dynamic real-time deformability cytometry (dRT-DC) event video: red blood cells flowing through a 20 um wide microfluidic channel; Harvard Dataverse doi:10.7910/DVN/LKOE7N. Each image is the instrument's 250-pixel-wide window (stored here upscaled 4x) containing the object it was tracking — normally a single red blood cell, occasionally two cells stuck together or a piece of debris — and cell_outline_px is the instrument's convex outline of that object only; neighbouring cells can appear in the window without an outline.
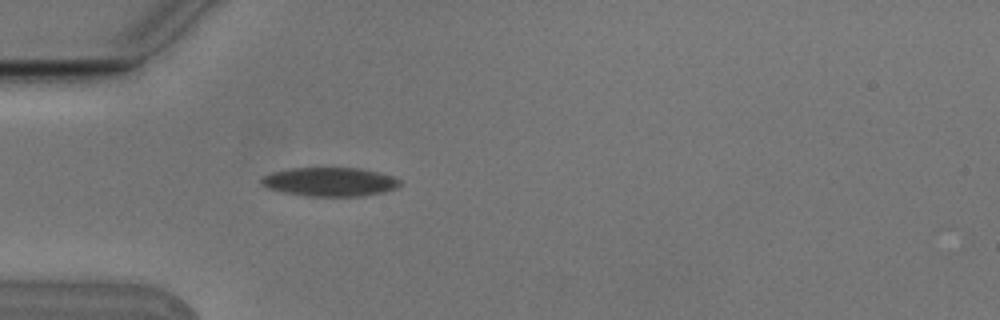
{"species": "Egyptian fruit bat (a non-hibernating species)", "species_latin": "Rousettus aegyptiacus", "temperature_condition": "cold", "stored_images_in_passage": 3, "camera_frame_rate_fps": 3000, "um_per_image_px": 0.085, "animal": {"sex": "male"}, "frame": {"image": 1, "passage_image": 3, "time_ms": 0.667, "image_size_px": [1000, 320], "cell_outline_px": [[400, 184], [392, 188], [380, 192], [360, 196], [308, 196], [284, 192], [268, 188], [260, 184], [260, 180], [264, 176], [272, 172], [292, 168], [360, 168], [392, 176], [400, 180]], "centroid_in_image_um": [27.97, 15.45], "position_along_channel_um": 57.0, "area_um2": 22.89}}